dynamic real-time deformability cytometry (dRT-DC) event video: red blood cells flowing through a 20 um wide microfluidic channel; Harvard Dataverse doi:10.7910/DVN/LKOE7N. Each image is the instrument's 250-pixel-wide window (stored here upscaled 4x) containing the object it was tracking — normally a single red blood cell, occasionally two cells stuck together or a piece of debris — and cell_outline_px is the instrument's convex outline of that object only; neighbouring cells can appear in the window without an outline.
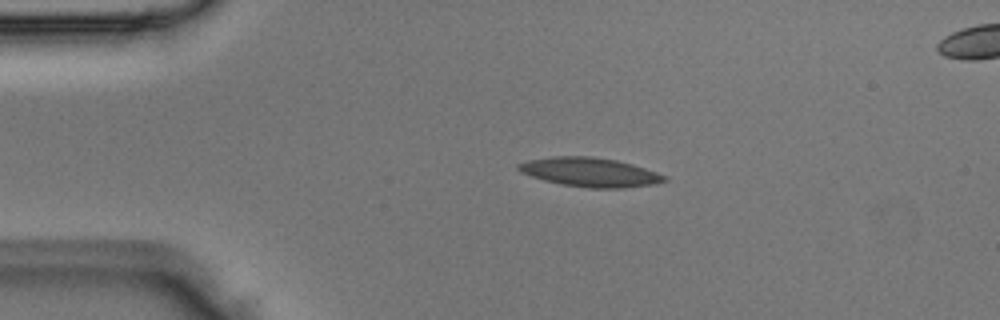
{"species": "Egyptian fruit bat (a non-hibernating species)", "species_latin": "Rousettus aegyptiacus", "temperature_condition": "room temperature", "stored_images_in_passage": 4, "camera_frame_rate_fps": 3000, "um_per_image_px": 0.085, "animal": {"sex": "male"}, "frame": {"image": 1, "passage_image": 2, "time_ms": 0.333, "image_size_px": [1000, 320], "cell_outline_px": [[668, 180], [652, 184], [624, 188], [588, 188], [560, 184], [544, 180], [520, 172], [516, 168], [516, 164], [528, 160], [552, 156], [592, 156], [616, 160], [632, 164], [668, 176]], "centroid_in_image_um": [50.12, 14.63], "position_along_channel_um": 34.9, "area_um2": 24.8}}